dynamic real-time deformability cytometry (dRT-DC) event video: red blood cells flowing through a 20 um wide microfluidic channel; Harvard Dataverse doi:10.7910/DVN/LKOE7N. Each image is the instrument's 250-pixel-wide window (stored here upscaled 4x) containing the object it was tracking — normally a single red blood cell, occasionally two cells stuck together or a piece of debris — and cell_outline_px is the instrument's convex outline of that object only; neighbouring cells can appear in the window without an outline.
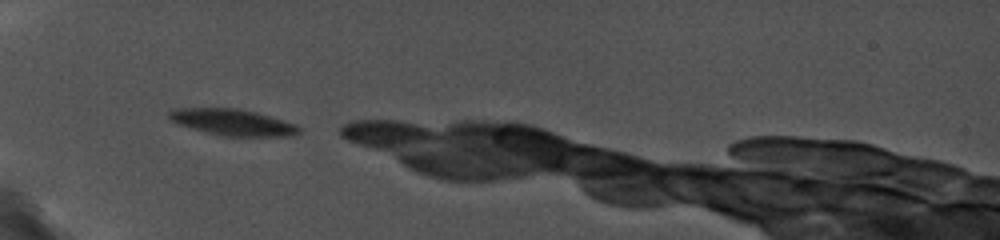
{"species": "common noctule bat (a hibernating species)", "species_latin": "Nyctalus noctula", "temperature_condition": "cold", "stored_images_in_passage": 7, "camera_frame_rate_fps": 5000, "um_per_image_px": 0.085, "animal": {"sex": "female", "body_mass_g": 19.0, "forearm_length_mm": 56.7}, "frame": {"image": 1, "passage_image": 1, "time_ms": 0.0, "image_size_px": [1000, 240], "cell_outline_px": [[300, 132], [296, 136], [224, 136], [176, 124], [168, 120], [168, 112], [172, 108], [240, 108], [256, 112], [296, 124], [300, 128]], "centroid_in_image_um": [19.75, 10.38], "position_along_channel_um": 65.2, "area_um2": 20.06}}